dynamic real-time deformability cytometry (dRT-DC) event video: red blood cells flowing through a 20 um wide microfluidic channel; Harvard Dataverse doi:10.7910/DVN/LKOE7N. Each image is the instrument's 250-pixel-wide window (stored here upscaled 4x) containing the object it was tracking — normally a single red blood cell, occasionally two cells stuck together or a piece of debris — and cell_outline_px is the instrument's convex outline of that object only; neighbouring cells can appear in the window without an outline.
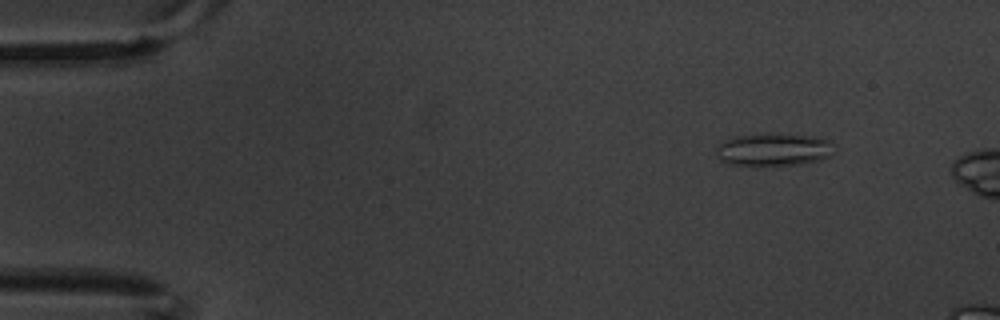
{"species": "common noctule bat (a hibernating species)", "species_latin": "Nyctalus noctula", "temperature_condition": "warm", "stored_images_in_passage": 4, "camera_frame_rate_fps": 3000, "um_per_image_px": 0.085, "animal": {"sex": "male", "body_mass_g": 20.1, "forearm_length_mm": 53.5}, "frame": {"image": 1, "passage_image": 2, "time_ms": 0.333, "image_size_px": [1000, 320], "cell_outline_px": [[828, 156], [820, 160], [800, 164], [728, 164], [720, 160], [716, 152], [716, 148], [724, 140], [736, 136], [772, 132], [816, 136], [828, 140]], "centroid_in_image_um": [65.67, 12.67], "position_along_channel_um": 19.3, "area_um2": 22.02}}